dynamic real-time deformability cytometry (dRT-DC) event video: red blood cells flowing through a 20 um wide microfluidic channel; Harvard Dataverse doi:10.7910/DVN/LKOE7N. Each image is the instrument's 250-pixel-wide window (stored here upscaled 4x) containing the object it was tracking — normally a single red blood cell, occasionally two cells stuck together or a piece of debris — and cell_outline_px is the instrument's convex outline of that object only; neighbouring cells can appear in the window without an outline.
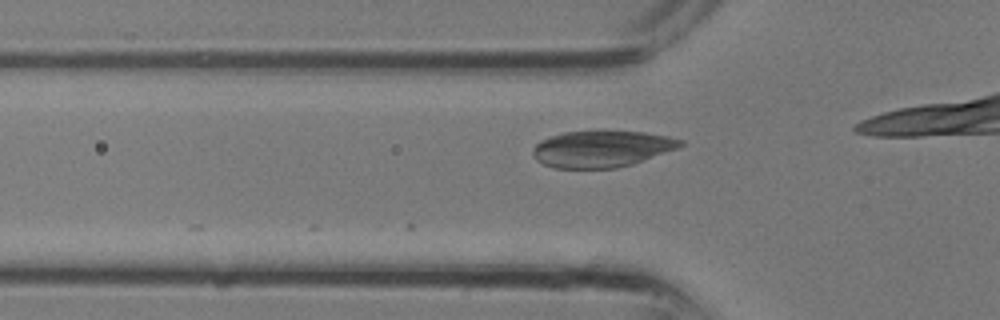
{"species": "common noctule bat (a hibernating species)", "species_latin": "Nyctalus noctula", "temperature_condition": "room temperature", "stored_images_in_passage": 4, "camera_frame_rate_fps": 3000, "um_per_image_px": 0.085, "animal": {"sex": "male", "body_mass_g": 13.3}, "frame": {"image": 1, "passage_image": 2, "time_ms": 0.333, "image_size_px": [1000, 320], "cell_outline_px": [[684, 144], [676, 148], [632, 164], [616, 168], [552, 168], [536, 160], [532, 156], [532, 148], [540, 140], [564, 132], [644, 132], [668, 136], [684, 140]], "centroid_in_image_um": [51.1, 12.67], "position_along_channel_um": 74.7, "area_um2": 31.04}}